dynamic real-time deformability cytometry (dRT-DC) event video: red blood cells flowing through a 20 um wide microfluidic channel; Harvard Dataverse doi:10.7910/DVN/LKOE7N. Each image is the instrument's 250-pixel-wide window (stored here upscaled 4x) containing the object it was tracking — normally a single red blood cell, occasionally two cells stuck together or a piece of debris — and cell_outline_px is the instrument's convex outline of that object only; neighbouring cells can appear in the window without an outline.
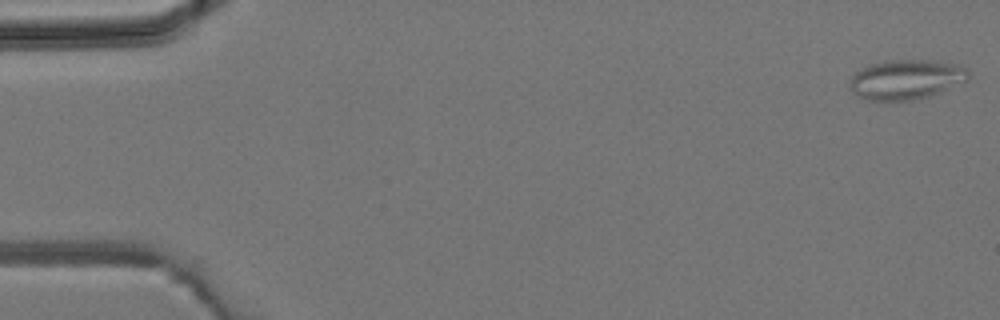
{"species": "common noctule bat (a hibernating species)", "species_latin": "Nyctalus noctula", "temperature_condition": "room temperature", "stored_images_in_passage": 6, "camera_frame_rate_fps": 3000, "um_per_image_px": 0.085, "animal": {"sex": "male", "body_mass_g": 19.2, "forearm_length_mm": 51.8}, "frame": {"image": 1, "passage_image": 1, "time_ms": 0.0, "image_size_px": [1000, 320], "cell_outline_px": [[968, 76], [964, 80], [940, 92], [928, 96], [912, 100], [864, 100], [856, 96], [852, 92], [848, 80], [856, 72], [872, 64], [884, 60], [924, 60], [956, 64], [968, 68]], "centroid_in_image_um": [76.95, 6.76], "position_along_channel_um": 8.0, "area_um2": 27.17}}
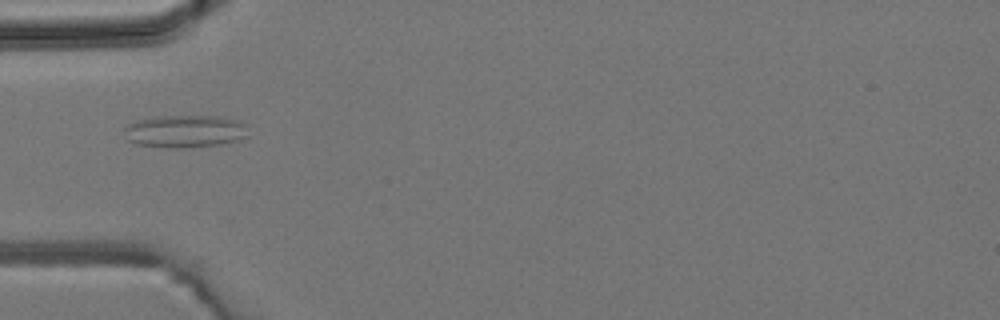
{"frame": {"image": 2, "passage_image": 5, "time_ms": 4.667, "image_size_px": [1000, 320], "cell_outline_px": [[248, 136], [240, 140], [220, 144], [184, 148], [168, 148], [136, 144], [128, 140], [124, 128], [128, 124], [136, 120], [160, 116], [220, 116], [240, 120], [244, 124]], "centroid_in_image_um": [15.74, 11.16], "position_along_channel_um": 69.3, "area_um2": 23.64}}
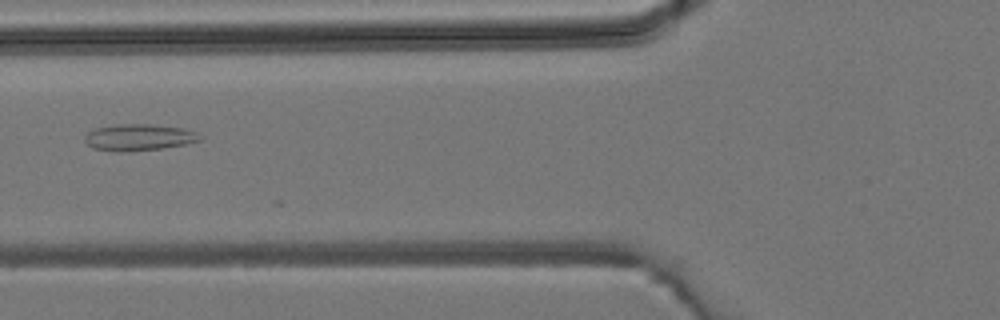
{"frame": {"image": 3, "passage_image": 6, "time_ms": 5.667, "image_size_px": [1000, 320], "cell_outline_px": [[204, 136], [200, 140], [184, 144], [160, 148], [128, 152], [116, 152], [92, 148], [84, 140], [84, 136], [88, 132], [96, 128], [116, 124], [148, 124], [184, 128], [196, 132]], "centroid_in_image_um": [11.79, 11.67], "position_along_channel_um": 114.0, "area_um2": 17.86}}